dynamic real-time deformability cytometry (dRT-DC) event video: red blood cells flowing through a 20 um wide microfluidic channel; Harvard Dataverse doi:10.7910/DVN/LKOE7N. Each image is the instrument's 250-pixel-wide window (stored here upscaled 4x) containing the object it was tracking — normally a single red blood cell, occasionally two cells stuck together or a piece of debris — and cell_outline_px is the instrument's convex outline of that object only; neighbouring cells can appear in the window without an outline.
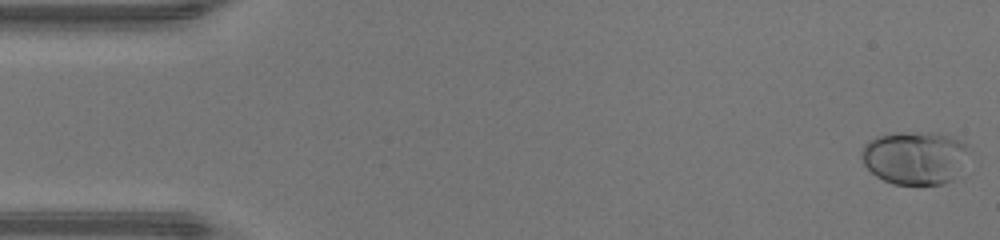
{"species": "human", "species_latin": "Homo sapiens", "temperature_condition": "warm", "stored_images_in_passage": 47, "camera_frame_rate_fps": 3000, "um_per_image_px": 0.085, "donor": {"sex": "male"}, "frame": {"image": 1, "passage_image": 1, "time_ms": 0.0, "image_size_px": [1000, 240], "cell_outline_px": [[972, 152], [952, 180], [944, 184], [892, 184], [876, 176], [864, 164], [860, 156], [860, 152], [864, 144], [868, 140], [876, 136], [896, 132], [932, 132], [952, 136], [964, 144]], "centroid_in_image_um": [77.75, 13.39], "position_along_channel_um": 7.2, "area_um2": 33.7}}
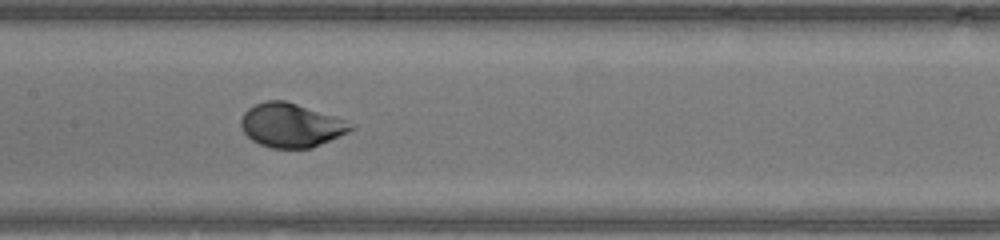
{"frame": {"image": 2, "passage_image": 23, "time_ms": 7.333, "image_size_px": [1000, 240], "cell_outline_px": [[356, 128], [348, 132], [312, 148], [272, 148], [260, 144], [252, 140], [244, 132], [240, 124], [240, 120], [244, 112], [248, 108], [264, 100], [284, 100], [356, 124]], "centroid_in_image_um": [24.73, 10.65], "position_along_channel_um": 182.7, "area_um2": 27.86}}
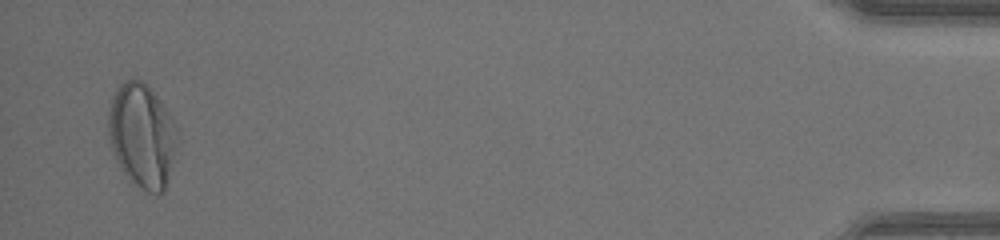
{"frame": {"image": 3, "passage_image": 46, "time_ms": 15.0, "image_size_px": [1000, 240], "cell_outline_px": [[176, 128], [164, 192], [156, 196], [140, 188], [128, 180], [120, 168], [112, 152], [108, 132], [108, 112], [112, 96], [116, 88], [124, 80], [140, 80], [160, 100], [168, 112]], "centroid_in_image_um": [11.98, 11.53], "position_along_channel_um": 423.2, "area_um2": 40.81}, "authors_computed_cell_mechanics": {"area_um2": 28.2064, "velocity_mm_per_s": 4.362, "shape_relaxation_time_tau1_ms": 3.3517, "shape_relaxation_time_tau2_ms": null, "deformation_change_tau1": 0.1852, "deformation_change_tau2": null}}